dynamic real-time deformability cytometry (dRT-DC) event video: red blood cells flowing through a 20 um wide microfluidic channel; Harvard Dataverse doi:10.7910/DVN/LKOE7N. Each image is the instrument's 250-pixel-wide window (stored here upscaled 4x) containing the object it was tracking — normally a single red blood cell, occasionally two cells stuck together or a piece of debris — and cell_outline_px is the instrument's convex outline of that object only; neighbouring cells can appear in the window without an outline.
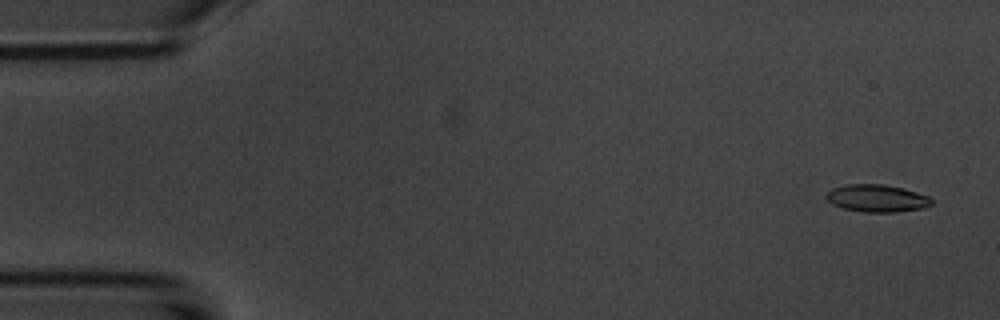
{"species": "common noctule bat (a hibernating species)", "species_latin": "Nyctalus noctula", "temperature_condition": "room temperature", "stored_images_in_passage": 55, "camera_frame_rate_fps": 3000, "um_per_image_px": 0.085, "animal": {"sex": "male", "body_mass_g": 20.1, "forearm_length_mm": 53.5}, "frame": {"image": 1, "passage_image": 3, "time_ms": 0.667, "image_size_px": [1000, 320], "cell_outline_px": [[932, 204], [924, 208], [896, 212], [864, 212], [844, 208], [832, 204], [824, 196], [832, 188], [848, 184], [884, 184], [904, 188], [928, 196], [932, 200]], "centroid_in_image_um": [74.54, 16.85], "position_along_channel_um": 10.5, "area_um2": 16.82}}
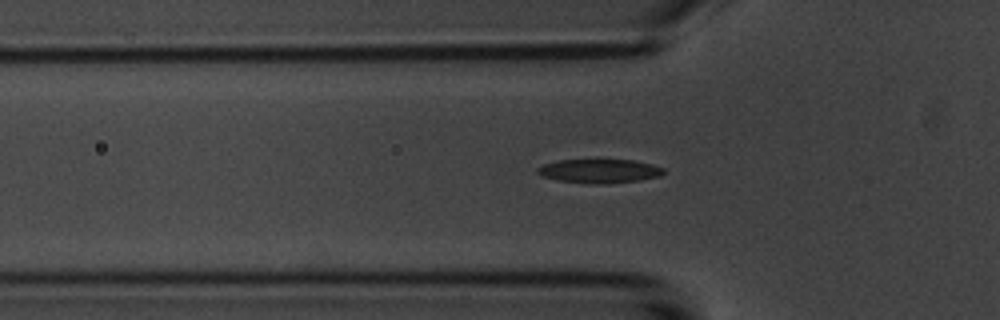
{"frame": {"image": 2, "passage_image": 18, "time_ms": 5.667, "image_size_px": [1000, 320], "cell_outline_px": [[664, 172], [660, 176], [640, 180], [600, 184], [592, 184], [560, 180], [540, 176], [536, 172], [536, 168], [544, 164], [556, 160], [632, 160], [652, 164], [664, 168]], "centroid_in_image_um": [50.92, 14.53], "position_along_channel_um": 74.9, "area_um2": 17.51}}
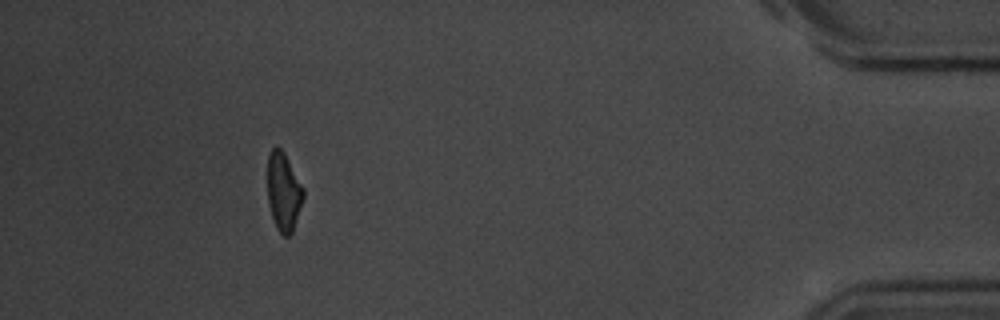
{"frame": {"image": 3, "passage_image": 50, "time_ms": 16.333, "image_size_px": [1000, 320], "cell_outline_px": [[304, 196], [292, 232], [288, 236], [284, 236], [276, 228], [268, 204], [268, 156], [272, 148], [276, 144], [284, 152], [304, 188]], "centroid_in_image_um": [24.1, 16.27], "position_along_channel_um": 411.1, "area_um2": 16.3}, "authors_computed_cell_mechanics": {"area_um2": 17.34, "velocity_mm_per_s": 3.7034, "shape_relaxation_time_tau1_ms": 3.3373, "shape_relaxation_time_tau2_ms": 9.3167, "deformation_change_tau1": 0.1468, "deformation_change_tau2": 0.1695}}